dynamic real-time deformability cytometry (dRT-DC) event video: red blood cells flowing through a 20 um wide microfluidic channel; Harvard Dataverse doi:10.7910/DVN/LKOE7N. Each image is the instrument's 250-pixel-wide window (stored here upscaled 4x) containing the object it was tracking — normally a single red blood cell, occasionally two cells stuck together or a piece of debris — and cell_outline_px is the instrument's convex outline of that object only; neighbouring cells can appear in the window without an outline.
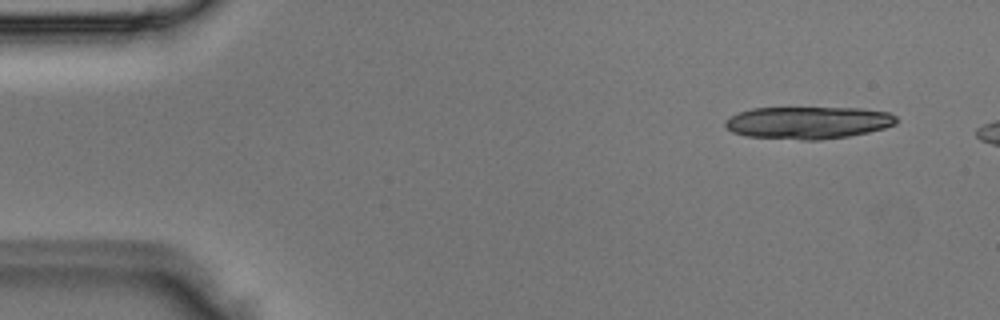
{"species": "Egyptian fruit bat (a non-hibernating species)", "species_latin": "Rousettus aegyptiacus", "temperature_condition": "room temperature", "stored_images_in_passage": 3, "camera_frame_rate_fps": 3000, "um_per_image_px": 0.085, "animal": {"sex": "male"}, "frame": {"image": 1, "passage_image": 1, "time_ms": 0.0, "image_size_px": [1000, 320], "cell_outline_px": [[900, 120], [896, 124], [884, 128], [868, 132], [848, 136], [820, 140], [800, 140], [748, 136], [732, 132], [724, 124], [724, 120], [740, 112], [752, 108], [860, 108], [888, 112], [896, 116]], "centroid_in_image_um": [68.72, 10.42], "position_along_channel_um": 16.3, "area_um2": 32.25}}